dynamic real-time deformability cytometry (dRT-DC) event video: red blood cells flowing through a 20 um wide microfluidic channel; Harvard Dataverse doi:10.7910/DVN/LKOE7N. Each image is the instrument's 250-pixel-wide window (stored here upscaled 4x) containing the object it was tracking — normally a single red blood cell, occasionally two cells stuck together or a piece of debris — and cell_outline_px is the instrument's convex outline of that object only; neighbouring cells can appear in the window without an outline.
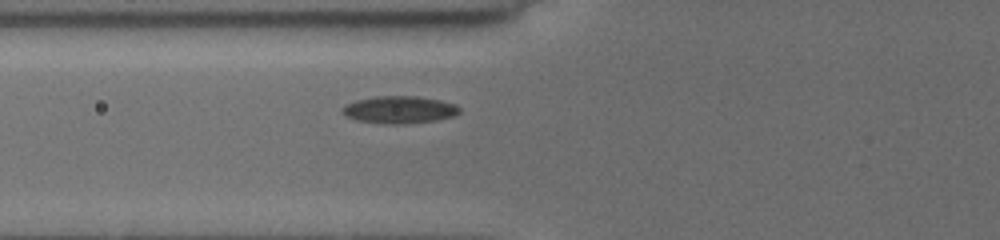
{"species": "common noctule bat (a hibernating species)", "species_latin": "Nyctalus noctula", "temperature_condition": "cold", "stored_images_in_passage": 5, "camera_frame_rate_fps": 3000, "um_per_image_px": 0.085, "animal": {"sex": "female", "body_mass_g": 19.5, "forearm_length_mm": 54.1}, "frame": {"image": 1, "passage_image": 5, "time_ms": 4.0, "image_size_px": [1000, 240], "cell_outline_px": [[460, 112], [452, 116], [436, 120], [404, 124], [392, 124], [356, 120], [344, 116], [340, 108], [344, 104], [356, 100], [376, 96], [416, 96], [440, 100], [456, 104], [460, 108]], "centroid_in_image_um": [33.91, 9.32], "position_along_channel_um": 91.9, "area_um2": 18.73}}